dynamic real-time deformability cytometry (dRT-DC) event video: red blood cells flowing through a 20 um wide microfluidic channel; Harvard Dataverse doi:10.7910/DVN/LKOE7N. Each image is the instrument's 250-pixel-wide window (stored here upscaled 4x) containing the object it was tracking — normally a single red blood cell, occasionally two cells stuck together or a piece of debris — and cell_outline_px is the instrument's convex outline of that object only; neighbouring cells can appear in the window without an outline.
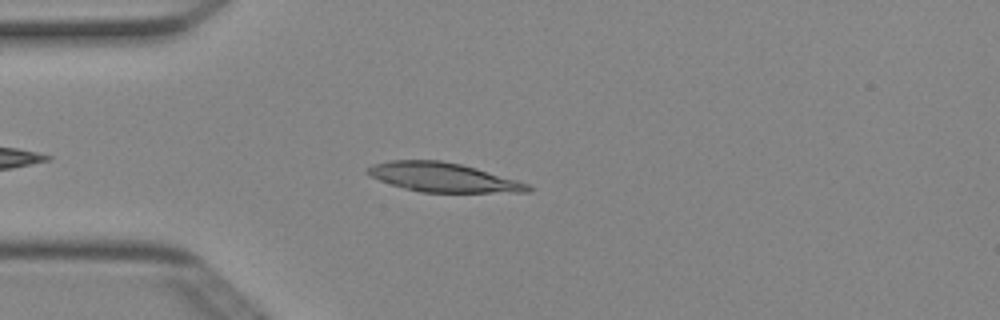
{"species": "Egyptian fruit bat (a non-hibernating species)", "species_latin": "Rousettus aegyptiacus", "temperature_condition": "cold", "stored_images_in_passage": 3, "camera_frame_rate_fps": 3000, "um_per_image_px": 0.085, "animal": {"sex": "female"}, "frame": {"image": 1, "passage_image": 3, "time_ms": 0.667, "image_size_px": [1000, 320], "cell_outline_px": [[532, 188], [528, 192], [420, 192], [404, 188], [368, 176], [364, 172], [364, 168], [372, 164], [388, 160], [440, 160], [460, 164], [476, 168], [516, 180], [528, 184]], "centroid_in_image_um": [37.57, 15.06], "position_along_channel_um": 47.4, "area_um2": 27.17}}